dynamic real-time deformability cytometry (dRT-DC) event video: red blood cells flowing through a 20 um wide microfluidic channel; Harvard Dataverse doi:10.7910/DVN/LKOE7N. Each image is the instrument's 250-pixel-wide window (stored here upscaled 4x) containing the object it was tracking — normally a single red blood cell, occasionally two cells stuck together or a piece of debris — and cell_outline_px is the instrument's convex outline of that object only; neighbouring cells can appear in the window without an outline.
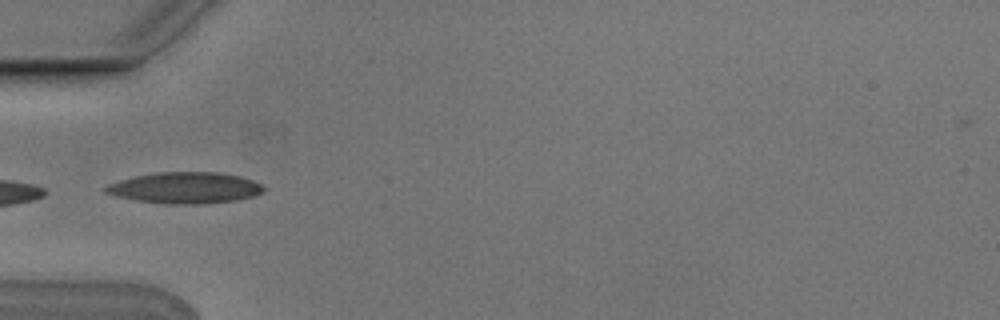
{"species": "Egyptian fruit bat (a non-hibernating species)", "species_latin": "Rousettus aegyptiacus", "temperature_condition": "cold", "stored_images_in_passage": 3, "camera_frame_rate_fps": 3000, "um_per_image_px": 0.085, "animal": {"sex": "male"}, "frame": {"image": 1, "passage_image": 3, "time_ms": 0.667, "image_size_px": [1000, 320], "cell_outline_px": [[264, 192], [256, 196], [236, 200], [200, 204], [164, 204], [136, 200], [116, 196], [104, 192], [104, 188], [108, 184], [120, 180], [136, 176], [156, 172], [216, 172], [240, 176], [252, 180], [260, 184], [264, 188]], "centroid_in_image_um": [15.74, 15.97], "position_along_channel_um": 69.3, "area_um2": 28.78}}